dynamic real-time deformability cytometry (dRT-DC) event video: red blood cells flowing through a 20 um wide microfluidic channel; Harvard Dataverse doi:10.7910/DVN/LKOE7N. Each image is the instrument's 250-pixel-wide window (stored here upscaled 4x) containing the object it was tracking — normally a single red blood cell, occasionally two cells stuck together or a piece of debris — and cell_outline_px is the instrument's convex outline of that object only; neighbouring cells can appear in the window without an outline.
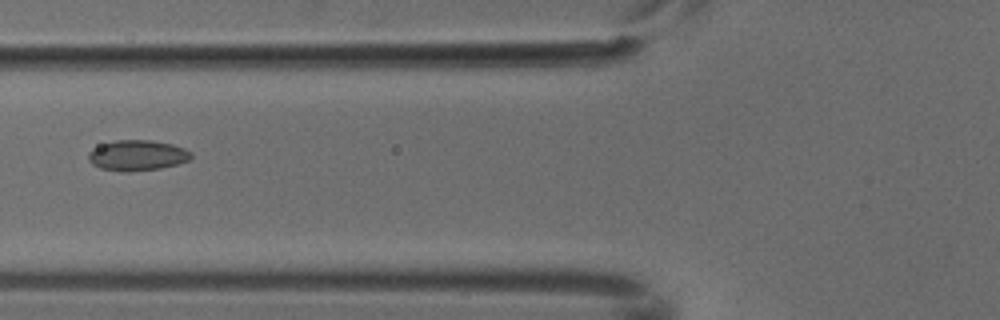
{"species": "common noctule bat (a hibernating species)", "species_latin": "Nyctalus noctula", "temperature_condition": "cold", "stored_images_in_passage": 4, "camera_frame_rate_fps": 3000, "um_per_image_px": 0.085, "animal": {"sex": "male", "body_mass_g": 18.8}, "frame": {"image": 1, "passage_image": 4, "time_ms": 1.0, "image_size_px": [1000, 320], "cell_outline_px": [[192, 156], [188, 160], [176, 164], [160, 168], [132, 172], [120, 172], [100, 168], [92, 164], [88, 160], [88, 152], [92, 148], [100, 144], [116, 140], [152, 140], [172, 144], [184, 148], [192, 152]], "centroid_in_image_um": [11.63, 13.21], "position_along_channel_um": 114.2, "area_um2": 18.5}}